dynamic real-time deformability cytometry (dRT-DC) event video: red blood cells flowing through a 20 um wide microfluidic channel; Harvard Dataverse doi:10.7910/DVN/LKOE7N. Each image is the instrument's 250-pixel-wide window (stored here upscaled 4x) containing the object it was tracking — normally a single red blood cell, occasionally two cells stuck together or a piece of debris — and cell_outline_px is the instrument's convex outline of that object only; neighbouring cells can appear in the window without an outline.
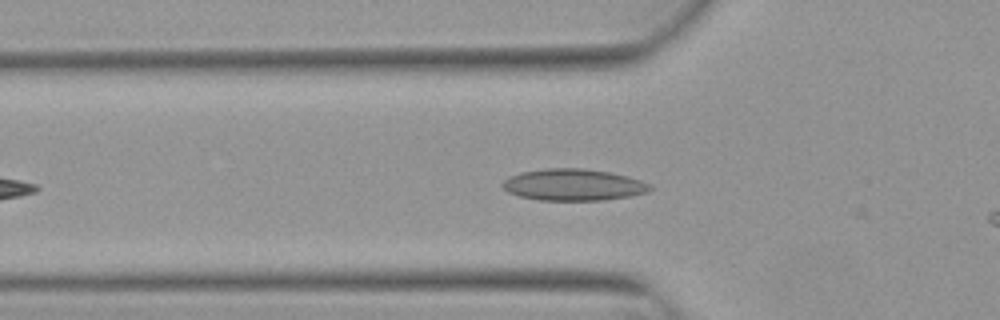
{"species": "Egyptian fruit bat (a non-hibernating species)", "species_latin": "Rousettus aegyptiacus", "temperature_condition": "warm", "stored_images_in_passage": 16, "camera_frame_rate_fps": 3000, "um_per_image_px": 0.085, "animal": {"sex": "female"}, "frame": {"image": 1, "passage_image": 9, "time_ms": 2.667, "image_size_px": [1000, 320], "cell_outline_px": [[652, 188], [648, 192], [628, 196], [600, 200], [540, 200], [520, 196], [508, 192], [500, 184], [504, 180], [520, 172], [548, 168], [584, 168], [608, 172], [628, 176], [640, 180], [648, 184]], "centroid_in_image_um": [48.72, 15.7], "position_along_channel_um": 77.1, "area_um2": 26.93}}
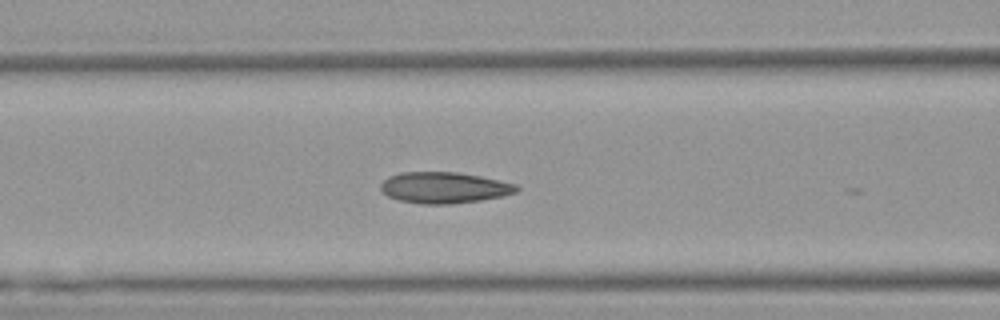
{"frame": {"image": 2, "passage_image": 13, "time_ms": 4.0, "image_size_px": [1000, 320], "cell_outline_px": [[520, 188], [516, 192], [500, 196], [480, 200], [448, 204], [420, 204], [400, 200], [388, 196], [380, 188], [380, 184], [388, 176], [400, 172], [456, 172], [480, 176], [516, 184]], "centroid_in_image_um": [37.72, 15.94], "position_along_channel_um": 128.9, "area_um2": 24.51}}